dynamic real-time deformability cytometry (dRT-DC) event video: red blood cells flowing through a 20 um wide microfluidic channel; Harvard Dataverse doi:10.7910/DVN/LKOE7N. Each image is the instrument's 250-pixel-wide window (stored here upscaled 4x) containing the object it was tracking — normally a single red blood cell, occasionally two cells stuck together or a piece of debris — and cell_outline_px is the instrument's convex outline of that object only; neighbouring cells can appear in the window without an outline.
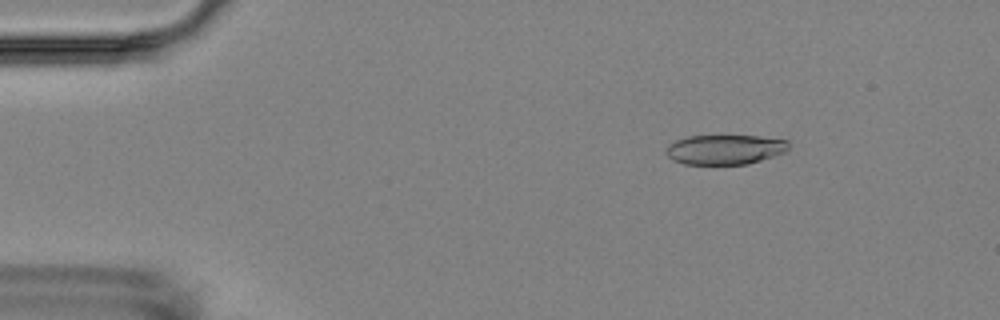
{"species": "Egyptian fruit bat (a non-hibernating species)", "species_latin": "Rousettus aegyptiacus", "temperature_condition": "room temperature", "stored_images_in_passage": 4, "camera_frame_rate_fps": 3000, "um_per_image_px": 0.085, "animal": {"sex": "female"}, "frame": {"image": 1, "passage_image": 2, "time_ms": 1.333, "image_size_px": [1000, 320], "cell_outline_px": [[788, 148], [784, 152], [748, 164], [684, 164], [672, 160], [664, 152], [664, 148], [668, 144], [676, 140], [688, 136], [760, 136], [788, 140]], "centroid_in_image_um": [61.56, 12.7], "position_along_channel_um": 23.4, "area_um2": 21.27}}